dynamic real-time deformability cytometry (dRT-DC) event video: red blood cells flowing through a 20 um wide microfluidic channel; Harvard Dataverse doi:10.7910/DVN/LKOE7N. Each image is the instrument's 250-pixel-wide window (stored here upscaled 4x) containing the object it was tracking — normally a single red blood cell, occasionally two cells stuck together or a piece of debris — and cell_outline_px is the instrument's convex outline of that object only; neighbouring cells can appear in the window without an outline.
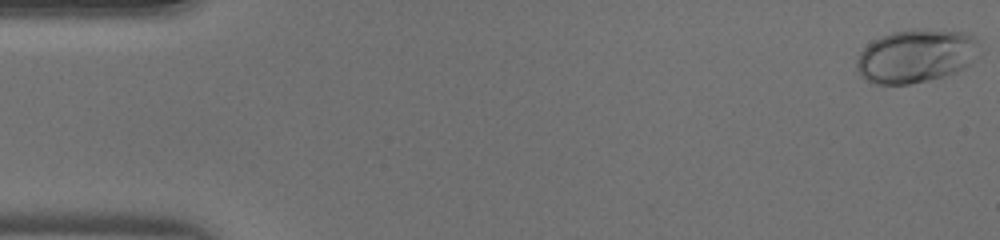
{"species": "human", "species_latin": "Homo sapiens", "temperature_condition": "warm", "stored_images_in_passage": 47, "camera_frame_rate_fps": 3000, "um_per_image_px": 0.085, "donor": {"sex": "male"}, "frame": {"image": 1, "passage_image": 1, "time_ms": 0.0, "image_size_px": [1000, 240], "cell_outline_px": [[976, 40], [972, 60], [964, 68], [956, 72], [944, 76], [928, 80], [908, 84], [872, 84], [860, 76], [856, 68], [856, 60], [860, 52], [872, 40], [892, 32], [920, 28], [968, 32], [976, 36]], "centroid_in_image_um": [77.79, 4.75], "position_along_channel_um": 7.2, "area_um2": 38.09}}
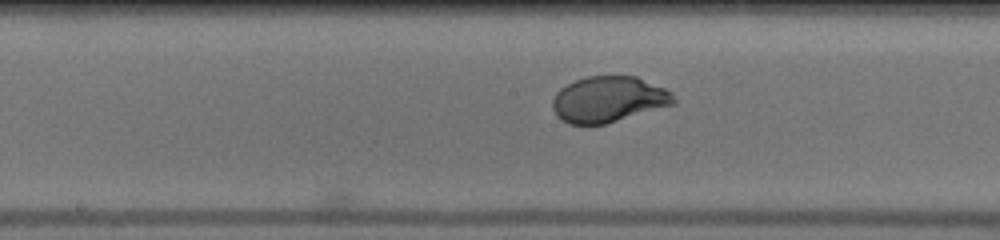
{"frame": {"image": 2, "passage_image": 24, "time_ms": 7.667, "image_size_px": [1000, 240], "cell_outline_px": [[676, 104], [604, 124], [568, 124], [560, 120], [556, 116], [552, 108], [552, 100], [556, 92], [560, 88], [576, 80], [588, 76], [636, 76], [664, 88], [672, 92], [676, 100]], "centroid_in_image_um": [51.71, 8.45], "position_along_channel_um": 196.5, "area_um2": 32.48}}
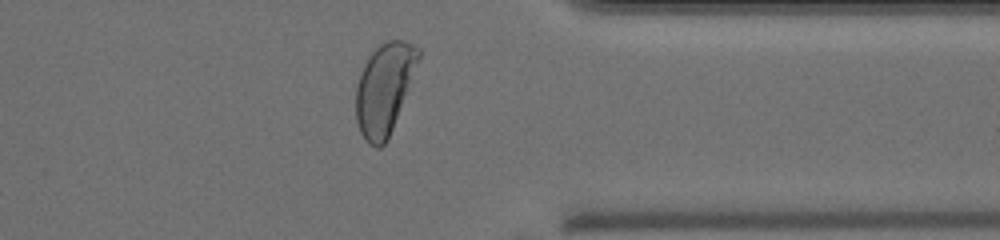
{"frame": {"image": 3, "passage_image": 37, "time_ms": 12.0, "image_size_px": [1000, 240], "cell_outline_px": [[420, 56], [388, 140], [380, 148], [376, 148], [368, 144], [360, 132], [356, 120], [356, 84], [360, 72], [368, 56], [380, 44], [388, 40], [404, 40], [420, 48]], "centroid_in_image_um": [32.64, 7.54], "position_along_channel_um": 378.8, "area_um2": 32.89}}